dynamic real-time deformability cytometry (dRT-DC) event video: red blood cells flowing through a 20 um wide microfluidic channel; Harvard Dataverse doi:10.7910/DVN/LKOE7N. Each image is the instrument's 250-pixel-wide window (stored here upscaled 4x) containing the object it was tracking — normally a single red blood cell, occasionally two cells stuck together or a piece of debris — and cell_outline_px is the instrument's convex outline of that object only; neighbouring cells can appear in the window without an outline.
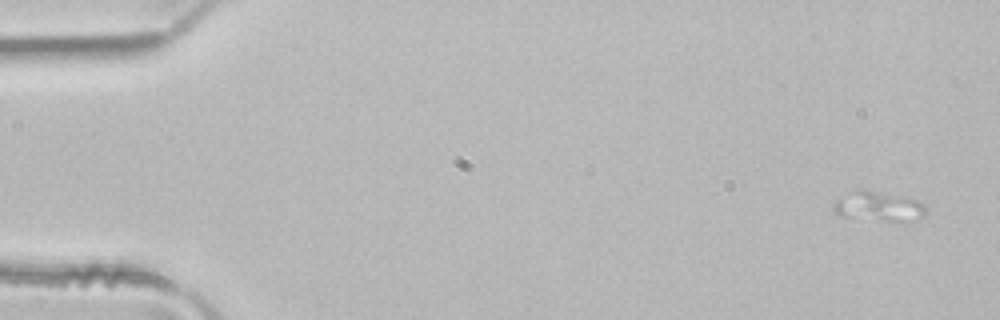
{"species": "common noctule bat (a hibernating species)", "species_latin": "Nyctalus noctula", "temperature_condition": "room temperature", "stored_images_in_passage": 4, "camera_frame_rate_fps": 3000, "um_per_image_px": 0.085, "animal": {"sex": "male", "body_mass_g": 21.5, "forearm_length_mm": 52.0}, "frame": {"image": 1, "passage_image": 1, "time_ms": 0.0, "image_size_px": [1000, 320], "cell_outline_px": [[924, 216], [904, 220], [888, 220], [840, 216], [832, 212], [832, 204], [836, 200], [860, 188], [864, 188], [916, 200], [924, 204]], "centroid_in_image_um": [74.58, 17.51], "position_along_channel_um": 10.4, "area_um2": 15.43}}